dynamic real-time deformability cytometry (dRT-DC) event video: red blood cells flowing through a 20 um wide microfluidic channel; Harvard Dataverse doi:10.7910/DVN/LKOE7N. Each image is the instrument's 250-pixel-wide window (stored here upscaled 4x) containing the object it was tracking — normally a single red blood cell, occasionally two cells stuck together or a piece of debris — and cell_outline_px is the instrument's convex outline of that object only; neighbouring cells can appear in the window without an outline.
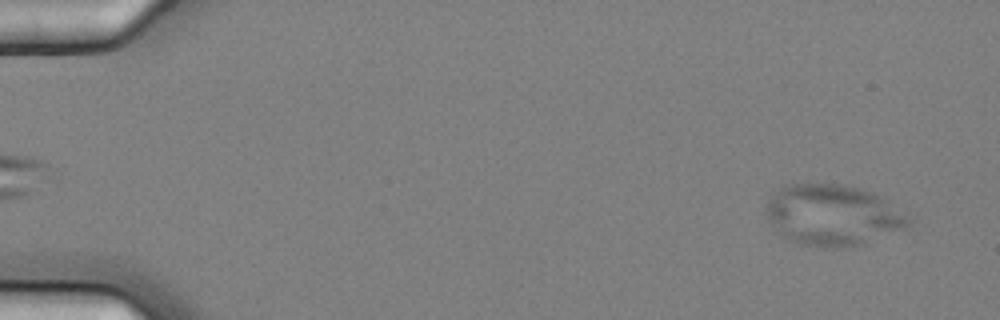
{"species": "common noctule bat (a hibernating species)", "species_latin": "Nyctalus noctula", "temperature_condition": "cold", "stored_images_in_passage": 2, "camera_frame_rate_fps": 3000, "um_per_image_px": 0.085, "animal": {"sex": "female", "body_mass_g": 25.1}, "frame": {"image": 1, "passage_image": 2, "time_ms": 0.333, "image_size_px": [1000, 320], "cell_outline_px": [[912, 224], [904, 228], [860, 244], [836, 248], [832, 248], [800, 244], [784, 236], [768, 220], [768, 200], [784, 184], [844, 184], [860, 188], [884, 196], [912, 220]], "centroid_in_image_um": [70.82, 18.26], "position_along_channel_um": 14.2, "area_um2": 50.05}}